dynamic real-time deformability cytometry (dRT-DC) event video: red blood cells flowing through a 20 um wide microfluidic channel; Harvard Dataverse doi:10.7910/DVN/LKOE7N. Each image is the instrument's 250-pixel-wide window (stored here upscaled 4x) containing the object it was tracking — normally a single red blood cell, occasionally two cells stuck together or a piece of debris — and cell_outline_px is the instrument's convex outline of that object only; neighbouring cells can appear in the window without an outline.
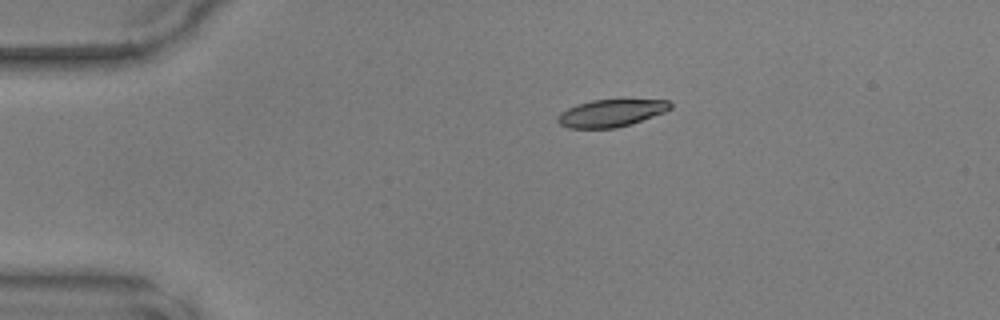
{"species": "common noctule bat (a hibernating species)", "species_latin": "Nyctalus noctula", "temperature_condition": "warm", "stored_images_in_passage": 34, "camera_frame_rate_fps": 3000, "um_per_image_px": 0.085, "animal": {"sex": "male", "body_mass_g": 17.9, "forearm_length_mm": 54.2}, "frame": {"image": 1, "passage_image": 1, "time_ms": 0.0, "image_size_px": [1000, 320], "cell_outline_px": [[672, 108], [664, 112], [632, 124], [616, 128], [568, 128], [560, 124], [556, 120], [556, 116], [560, 112], [568, 108], [592, 100], [668, 100], [672, 104]], "centroid_in_image_um": [51.93, 9.62], "position_along_channel_um": 33.1, "area_um2": 17.86}}
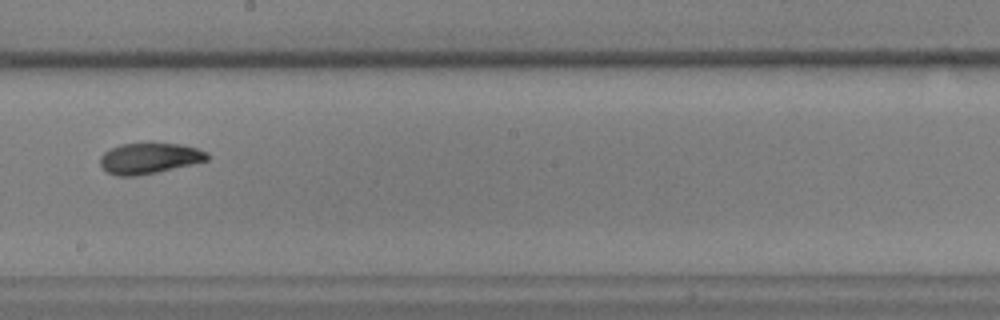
{"frame": {"image": 2, "passage_image": 19, "time_ms": 6.0, "image_size_px": [1000, 320], "cell_outline_px": [[208, 160], [192, 164], [156, 172], [136, 176], [116, 176], [108, 172], [100, 164], [100, 156], [104, 152], [120, 144], [180, 144], [196, 148], [208, 152]], "centroid_in_image_um": [12.68, 13.46], "position_along_channel_um": 235.5, "area_um2": 18.9}}
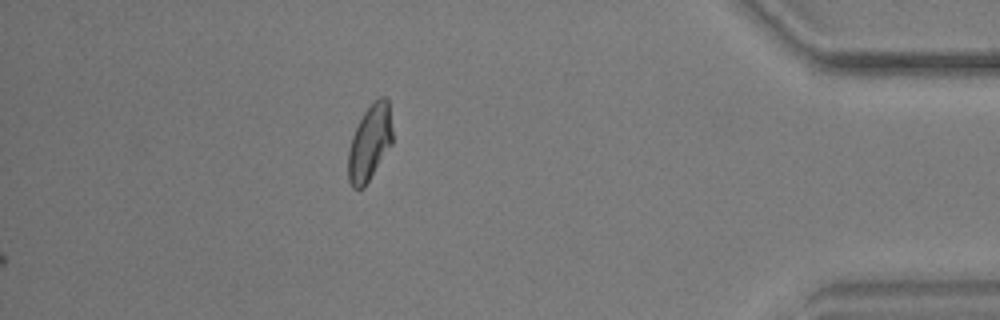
{"frame": {"image": 3, "passage_image": 34, "time_ms": 11.0, "image_size_px": [1000, 320], "cell_outline_px": [[392, 144], [364, 188], [352, 188], [348, 180], [348, 152], [352, 136], [364, 112], [380, 96], [384, 96], [388, 100], [392, 128]], "centroid_in_image_um": [31.42, 12.16], "position_along_channel_um": 403.8, "area_um2": 19.36}}